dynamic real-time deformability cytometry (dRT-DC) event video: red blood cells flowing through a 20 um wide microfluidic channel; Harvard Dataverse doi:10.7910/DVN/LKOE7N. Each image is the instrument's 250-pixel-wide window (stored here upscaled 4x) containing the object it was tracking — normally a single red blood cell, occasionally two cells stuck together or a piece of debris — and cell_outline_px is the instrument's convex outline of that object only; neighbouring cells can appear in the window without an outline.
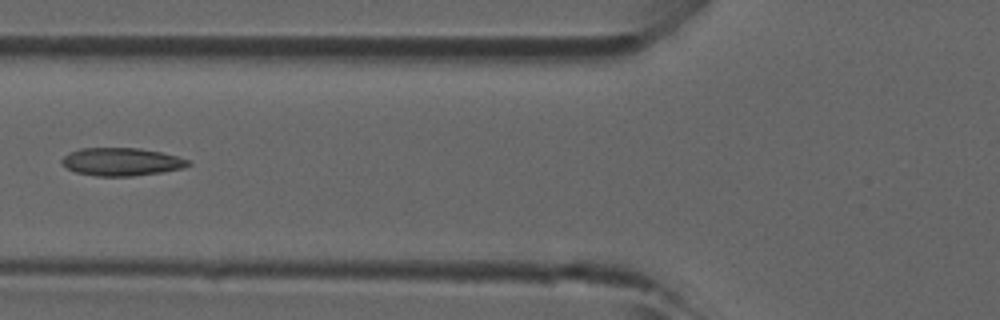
{"species": "common noctule bat (a hibernating species)", "species_latin": "Nyctalus noctula", "temperature_condition": "room temperature", "stored_images_in_passage": 6, "camera_frame_rate_fps": 3000, "um_per_image_px": 0.085, "animal": {"sex": "male", "forearm_length_mm": 52.5}, "frame": {"image": 1, "passage_image": 5, "time_ms": 1.333, "image_size_px": [1000, 320], "cell_outline_px": [[192, 164], [184, 168], [164, 172], [132, 176], [96, 176], [76, 172], [60, 164], [60, 160], [68, 152], [80, 148], [140, 148], [160, 152], [176, 156], [188, 160]], "centroid_in_image_um": [10.31, 13.75], "position_along_channel_um": 115.5, "area_um2": 20.69}}
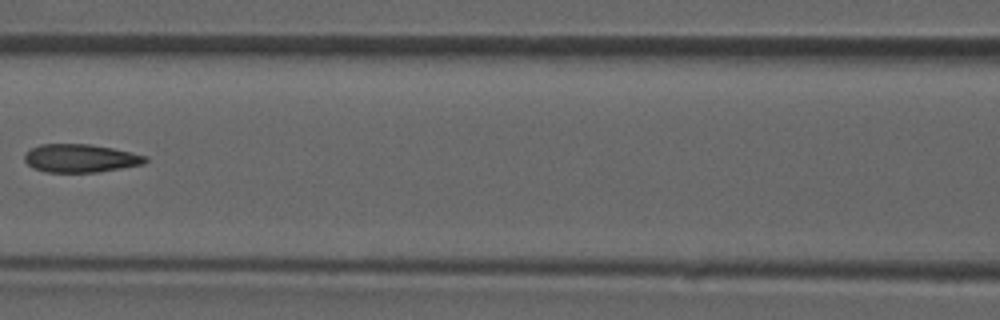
{"frame": {"image": 2, "passage_image": 6, "time_ms": 1.667, "image_size_px": [1000, 320], "cell_outline_px": [[148, 160], [144, 164], [96, 172], [44, 172], [32, 168], [24, 160], [24, 156], [32, 148], [40, 144], [88, 144], [112, 148], [148, 156]], "centroid_in_image_um": [6.83, 13.45], "position_along_channel_um": 159.8, "area_um2": 19.77}}